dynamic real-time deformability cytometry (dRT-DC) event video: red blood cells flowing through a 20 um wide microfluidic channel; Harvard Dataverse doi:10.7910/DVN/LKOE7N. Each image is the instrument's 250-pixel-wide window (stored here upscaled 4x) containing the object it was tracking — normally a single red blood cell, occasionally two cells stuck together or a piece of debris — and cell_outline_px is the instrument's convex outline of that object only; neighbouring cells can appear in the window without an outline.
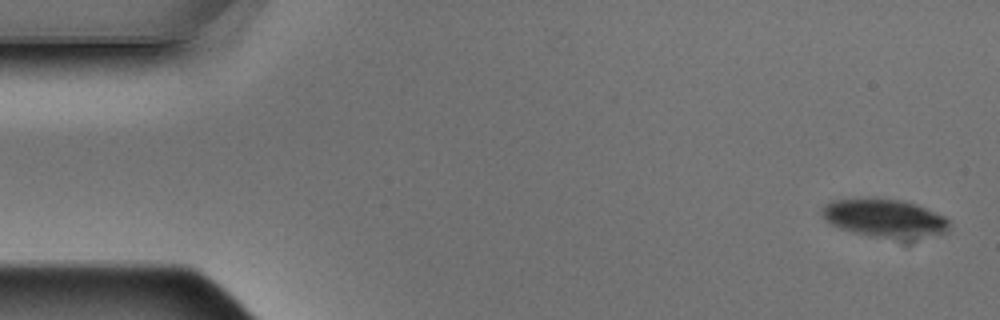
{"species": "Egyptian fruit bat (a non-hibernating species)", "species_latin": "Rousettus aegyptiacus", "temperature_condition": "warm", "stored_images_in_passage": 4, "camera_frame_rate_fps": 3000, "um_per_image_px": 0.085, "animal": {"sex": "male"}, "frame": {"image": 1, "passage_image": 1, "time_ms": 0.0, "image_size_px": [1000, 320], "cell_outline_px": [[948, 228], [944, 232], [920, 236], [872, 236], [852, 232], [840, 228], [824, 220], [820, 212], [820, 208], [832, 200], [904, 200], [916, 204], [944, 216], [948, 220]], "centroid_in_image_um": [75.12, 18.52], "position_along_channel_um": 9.9, "area_um2": 26.93}}
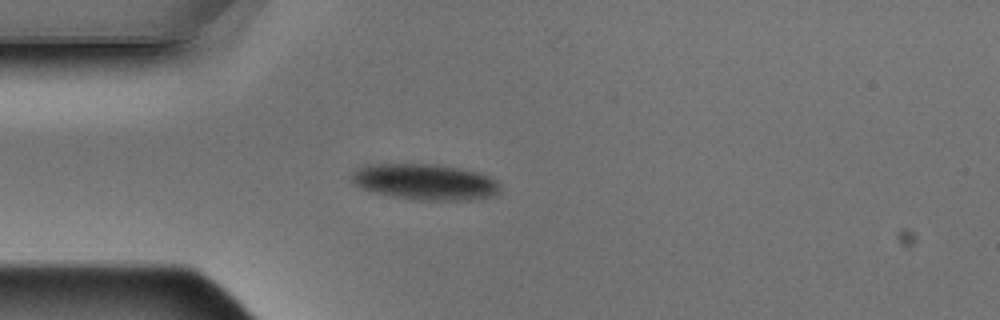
{"frame": {"image": 2, "passage_image": 4, "time_ms": 1.0, "image_size_px": [1000, 320], "cell_outline_px": [[500, 192], [496, 196], [472, 200], [412, 200], [372, 192], [360, 188], [352, 184], [348, 180], [352, 172], [356, 168], [364, 164], [436, 164], [476, 172], [488, 176], [496, 180], [500, 184]], "centroid_in_image_um": [36.07, 15.47], "position_along_channel_um": 48.9, "area_um2": 31.67}}